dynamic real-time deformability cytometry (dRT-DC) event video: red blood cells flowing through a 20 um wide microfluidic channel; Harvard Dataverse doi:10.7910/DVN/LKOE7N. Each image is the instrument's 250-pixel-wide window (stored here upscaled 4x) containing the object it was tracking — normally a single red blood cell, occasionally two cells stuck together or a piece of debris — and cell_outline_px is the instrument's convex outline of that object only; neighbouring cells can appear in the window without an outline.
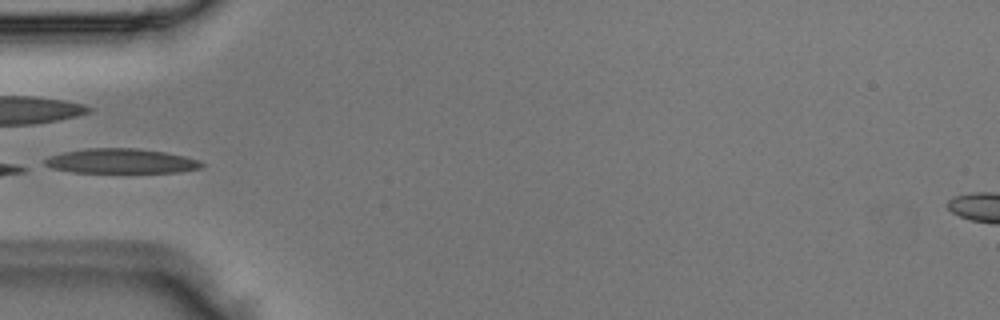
{"species": "Egyptian fruit bat (a non-hibernating species)", "species_latin": "Rousettus aegyptiacus", "temperature_condition": "room temperature", "stored_images_in_passage": 3, "camera_frame_rate_fps": 3000, "um_per_image_px": 0.085, "animal": {"sex": "male"}, "frame": {"image": 1, "passage_image": 3, "time_ms": 0.667, "image_size_px": [1000, 320], "cell_outline_px": [[204, 164], [200, 168], [180, 172], [72, 172], [52, 168], [44, 164], [44, 160], [48, 156], [64, 152], [88, 148], [140, 148], [164, 152], [184, 156], [200, 160]], "centroid_in_image_um": [10.29, 13.68], "position_along_channel_um": 74.7, "area_um2": 22.54}}